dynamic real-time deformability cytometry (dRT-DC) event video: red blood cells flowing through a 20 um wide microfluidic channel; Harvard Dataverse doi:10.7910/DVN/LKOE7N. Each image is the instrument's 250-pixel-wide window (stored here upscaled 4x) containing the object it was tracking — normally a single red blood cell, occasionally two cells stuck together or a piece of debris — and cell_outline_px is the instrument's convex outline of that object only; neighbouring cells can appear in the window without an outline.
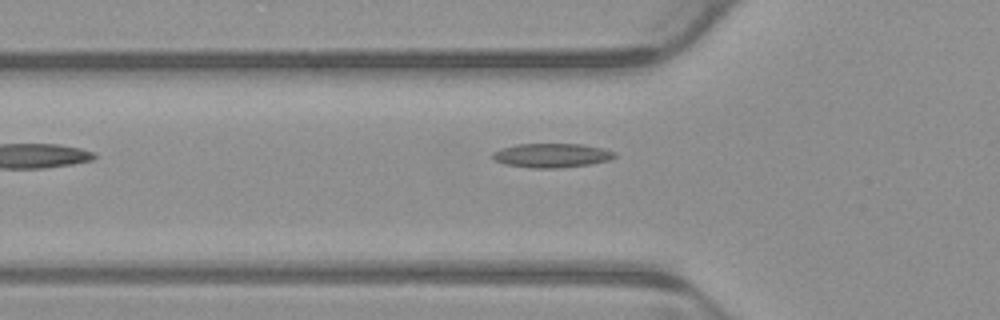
{"species": "common noctule bat (a hibernating species)", "species_latin": "Nyctalus noctula", "temperature_condition": "warm", "stored_images_in_passage": 5, "camera_frame_rate_fps": 3000, "um_per_image_px": 0.085, "animal": {"sex": "male", "body_mass_g": 23.1, "forearm_length_mm": 52.7}, "frame": {"image": 1, "passage_image": 5, "time_ms": 1.333, "image_size_px": [1000, 320], "cell_outline_px": [[616, 156], [608, 160], [588, 164], [560, 168], [532, 168], [504, 164], [496, 160], [492, 156], [492, 152], [500, 148], [516, 144], [584, 144], [604, 148], [616, 152]], "centroid_in_image_um": [46.89, 13.2], "position_along_channel_um": 78.9, "area_um2": 17.22}}